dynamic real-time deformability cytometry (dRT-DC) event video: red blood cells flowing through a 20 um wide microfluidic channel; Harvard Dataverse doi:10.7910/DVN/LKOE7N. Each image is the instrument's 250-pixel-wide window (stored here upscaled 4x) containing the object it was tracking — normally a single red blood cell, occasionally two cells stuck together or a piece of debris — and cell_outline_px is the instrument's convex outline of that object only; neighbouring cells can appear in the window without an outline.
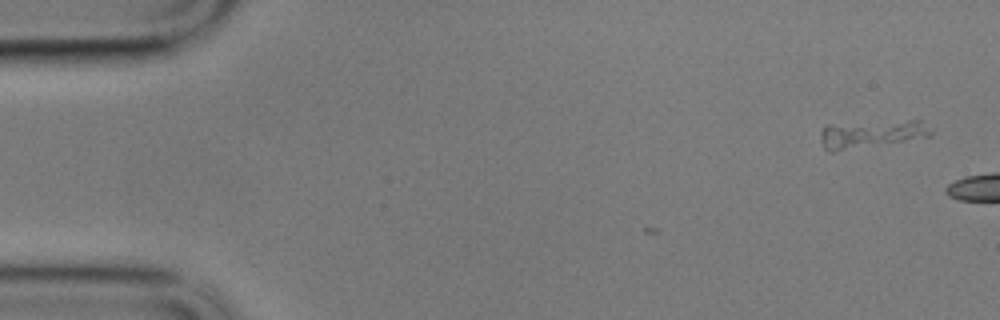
{"species": "common noctule bat (a hibernating species)", "species_latin": "Nyctalus noctula", "temperature_condition": "cold", "stored_images_in_passage": 4, "camera_frame_rate_fps": 3000, "um_per_image_px": 0.085, "animal": {"sex": "male", "body_mass_g": 17.9}, "frame": {"image": 1, "passage_image": 1, "time_ms": 0.0, "image_size_px": [1000, 320], "cell_outline_px": [[932, 132], [928, 136], [832, 152], [828, 152], [824, 148], [820, 136], [820, 132], [828, 124], [908, 120], [920, 120]], "centroid_in_image_um": [73.98, 11.37], "position_along_channel_um": 11.0, "area_um2": 17.34}}